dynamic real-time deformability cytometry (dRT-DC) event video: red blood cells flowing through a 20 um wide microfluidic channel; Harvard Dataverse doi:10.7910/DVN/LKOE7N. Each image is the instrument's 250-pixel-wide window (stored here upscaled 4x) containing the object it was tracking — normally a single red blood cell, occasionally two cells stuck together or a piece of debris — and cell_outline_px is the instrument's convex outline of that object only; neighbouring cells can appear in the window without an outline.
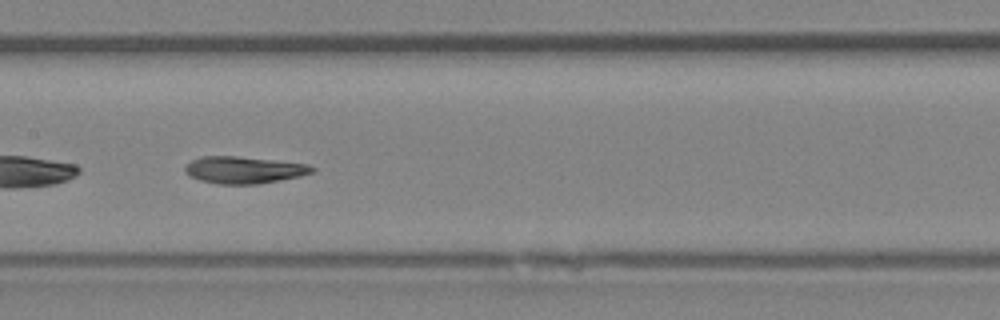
{"species": "Egyptian fruit bat (a non-hibernating species)", "species_latin": "Rousettus aegyptiacus", "temperature_condition": "room temperature", "stored_images_in_passage": 35, "camera_frame_rate_fps": 3000, "um_per_image_px": 0.085, "animal": {"sex": "female"}, "frame": {"image": 1, "passage_image": 11, "time_ms": 3.333, "image_size_px": [1000, 320], "cell_outline_px": [[316, 168], [312, 172], [300, 176], [280, 180], [256, 184], [216, 184], [200, 180], [188, 176], [184, 172], [184, 168], [192, 160], [200, 156], [236, 156], [308, 164]], "centroid_in_image_um": [20.69, 14.45], "position_along_channel_um": 186.7, "area_um2": 19.94}}
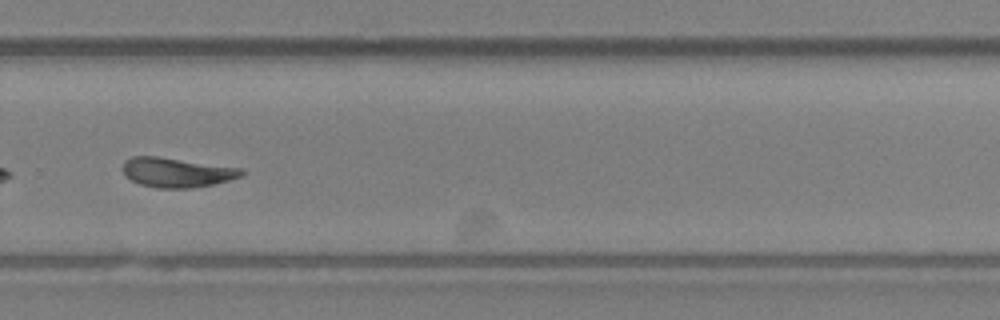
{"frame": {"image": 2, "passage_image": 20, "time_ms": 6.333, "image_size_px": [1000, 320], "cell_outline_px": [[244, 172], [240, 176], [228, 180], [212, 184], [192, 188], [156, 188], [140, 184], [124, 176], [124, 160], [132, 156], [156, 156], [244, 168]], "centroid_in_image_um": [15.01, 14.65], "position_along_channel_um": 314.8, "area_um2": 20.4}, "authors_computed_cell_mechanics": {"area_um2": 20.3456, "velocity_mm_per_s": 4.2824, "shape_relaxation_time_tau1_ms": 4.4734, "shape_relaxation_time_tau2_ms": 2.64, "deformation_change_tau1": 0.14, "deformation_change_tau2": 0.0982}}